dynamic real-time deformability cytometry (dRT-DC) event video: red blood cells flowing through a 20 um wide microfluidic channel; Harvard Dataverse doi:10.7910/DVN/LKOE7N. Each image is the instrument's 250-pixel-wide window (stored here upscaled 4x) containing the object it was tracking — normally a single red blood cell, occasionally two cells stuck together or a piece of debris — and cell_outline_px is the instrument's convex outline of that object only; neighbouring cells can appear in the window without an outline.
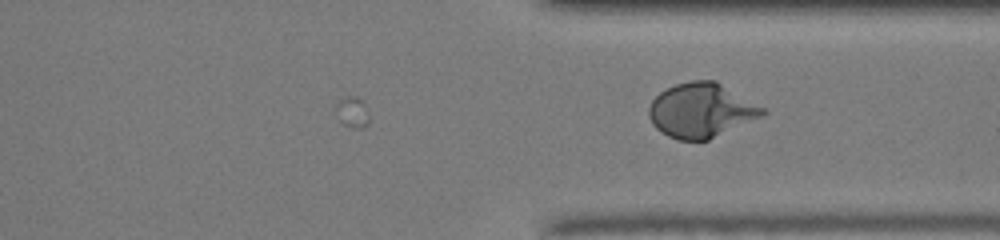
{"species": "human", "species_latin": "Homo sapiens", "temperature_condition": "warm", "stored_images_in_passage": 24, "camera_frame_rate_fps": 3000, "um_per_image_px": 0.085, "donor": {"sex": "male"}, "frame": {"image": 1, "passage_image": 24, "time_ms": 7.667, "image_size_px": [1000, 240], "cell_outline_px": [[768, 112], [760, 116], [708, 140], [680, 140], [668, 136], [660, 132], [652, 124], [648, 116], [648, 108], [652, 100], [664, 88], [676, 84], [692, 80], [716, 80], [768, 108]], "centroid_in_image_um": [59.61, 9.36], "position_along_channel_um": 351.8, "area_um2": 36.3}}